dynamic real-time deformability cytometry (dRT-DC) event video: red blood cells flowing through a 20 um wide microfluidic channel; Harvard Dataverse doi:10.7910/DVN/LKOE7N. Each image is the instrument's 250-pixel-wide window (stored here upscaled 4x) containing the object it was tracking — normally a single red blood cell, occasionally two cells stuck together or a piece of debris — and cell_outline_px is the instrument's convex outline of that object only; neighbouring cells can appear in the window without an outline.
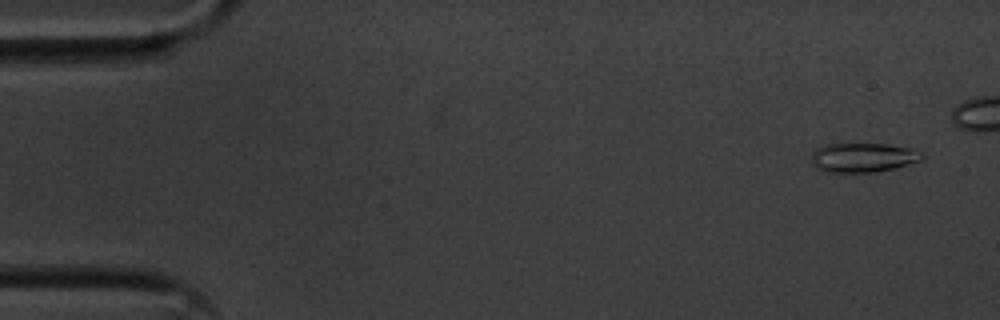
{"species": "common noctule bat (a hibernating species)", "species_latin": "Nyctalus noctula", "temperature_condition": "cold", "stored_images_in_passage": 48, "segment_of_instrument_passage": [1, 2], "camera_frame_rate_fps": 3000, "um_per_image_px": 0.085, "animal": {"sex": "male", "body_mass_g": 20.1, "forearm_length_mm": 53.5}, "frame": {"image": 1, "passage_image": 3, "time_ms": 0.667, "image_size_px": [1000, 320], "cell_outline_px": [[924, 160], [876, 172], [828, 172], [816, 168], [812, 164], [812, 152], [816, 148], [824, 144], [888, 144], [916, 148], [924, 156]], "centroid_in_image_um": [73.38, 13.38], "position_along_channel_um": 11.6, "area_um2": 19.07}}
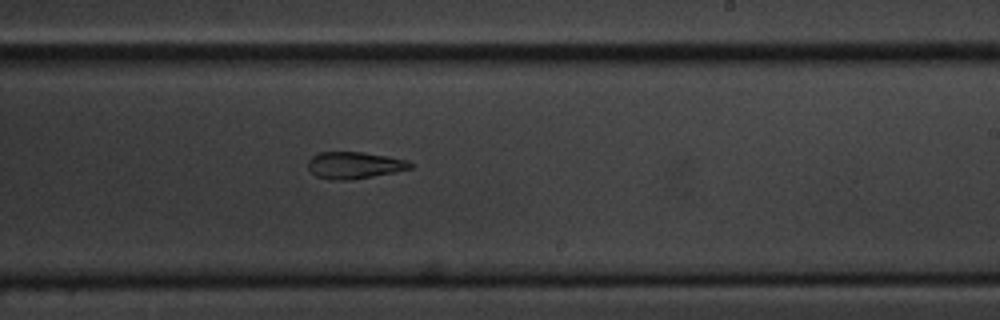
{"frame": {"image": 2, "passage_image": 33, "time_ms": 10.667, "image_size_px": [1000, 320], "cell_outline_px": [[412, 168], [396, 172], [352, 180], [328, 180], [316, 176], [308, 168], [308, 160], [312, 156], [320, 152], [364, 152], [408, 160], [412, 164]], "centroid_in_image_um": [30.11, 14.05], "position_along_channel_um": 258.9, "area_um2": 16.13}}
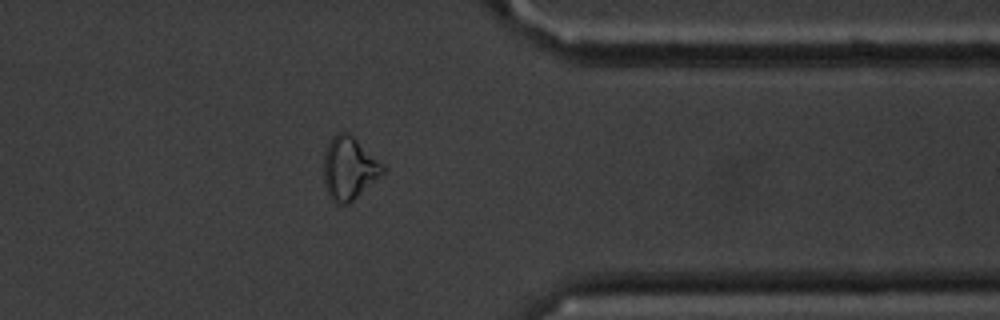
{"frame": {"image": 3, "passage_image": 44, "time_ms": 14.333, "image_size_px": [1000, 320], "cell_outline_px": [[384, 172], [348, 204], [336, 204], [328, 196], [324, 184], [324, 152], [328, 140], [336, 132], [348, 132], [384, 164]], "centroid_in_image_um": [29.63, 14.28], "position_along_channel_um": 381.8, "area_um2": 21.62}}